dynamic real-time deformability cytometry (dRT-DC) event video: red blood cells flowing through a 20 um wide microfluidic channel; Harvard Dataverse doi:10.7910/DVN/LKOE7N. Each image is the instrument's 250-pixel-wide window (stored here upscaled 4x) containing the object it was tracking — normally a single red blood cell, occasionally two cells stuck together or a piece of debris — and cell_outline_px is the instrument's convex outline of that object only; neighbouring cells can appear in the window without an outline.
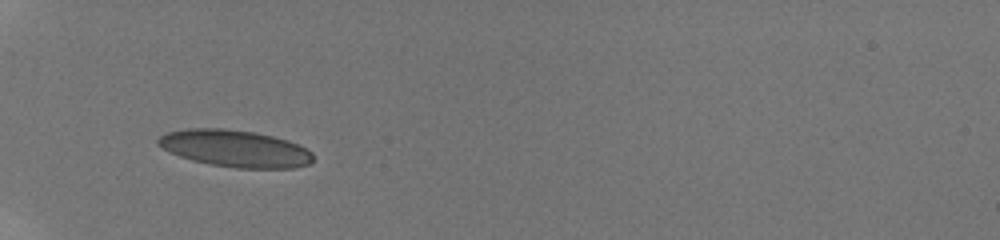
{"species": "human", "species_latin": "Homo sapiens", "temperature_condition": "room temperature", "stored_images_in_passage": 11, "camera_frame_rate_fps": 3000, "um_per_image_px": 0.085, "donor": {"sex": "male"}, "frame": {"image": 1, "passage_image": 1, "time_ms": 0.0, "image_size_px": [1000, 240], "cell_outline_px": [[312, 160], [308, 164], [292, 168], [236, 168], [208, 164], [192, 160], [168, 152], [156, 144], [156, 140], [160, 136], [168, 132], [184, 128], [224, 128], [252, 132], [272, 136], [288, 140], [300, 144], [308, 148], [312, 152]], "centroid_in_image_um": [19.96, 12.62], "position_along_channel_um": 65.0, "area_um2": 33.58}}
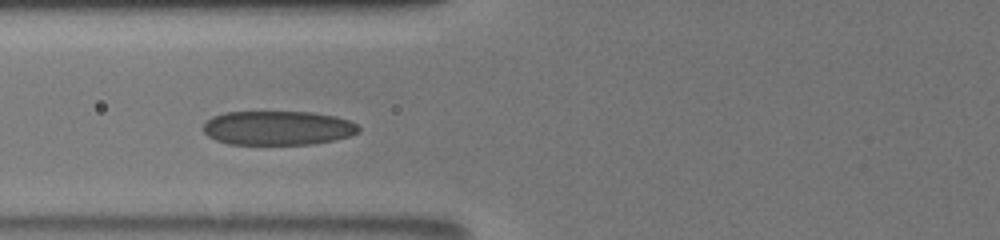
{"frame": {"image": 2, "passage_image": 3, "time_ms": 1.333, "image_size_px": [1000, 240], "cell_outline_px": [[360, 132], [348, 136], [332, 140], [312, 144], [228, 144], [216, 140], [208, 136], [204, 132], [204, 124], [212, 116], [224, 112], [312, 112], [336, 116], [348, 120], [356, 124], [360, 128]], "centroid_in_image_um": [23.61, 10.87], "position_along_channel_um": 102.2, "area_um2": 30.92}}
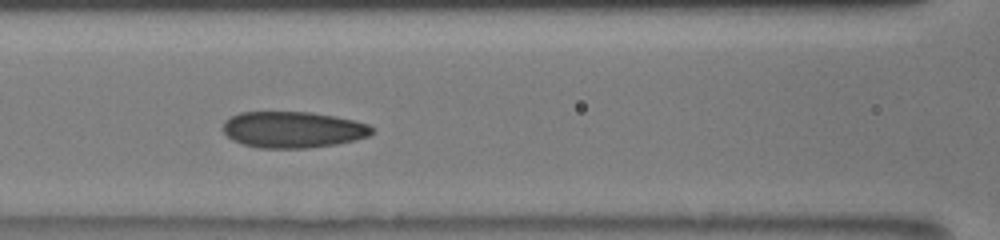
{"frame": {"image": 3, "passage_image": 7, "time_ms": 2.333, "image_size_px": [1000, 240], "cell_outline_px": [[372, 132], [368, 136], [356, 140], [336, 144], [308, 148], [260, 148], [244, 144], [232, 140], [224, 132], [224, 120], [240, 112], [312, 112], [336, 116], [356, 120], [368, 124], [372, 128]], "centroid_in_image_um": [24.92, 11.01], "position_along_channel_um": 141.7, "area_um2": 31.56}}